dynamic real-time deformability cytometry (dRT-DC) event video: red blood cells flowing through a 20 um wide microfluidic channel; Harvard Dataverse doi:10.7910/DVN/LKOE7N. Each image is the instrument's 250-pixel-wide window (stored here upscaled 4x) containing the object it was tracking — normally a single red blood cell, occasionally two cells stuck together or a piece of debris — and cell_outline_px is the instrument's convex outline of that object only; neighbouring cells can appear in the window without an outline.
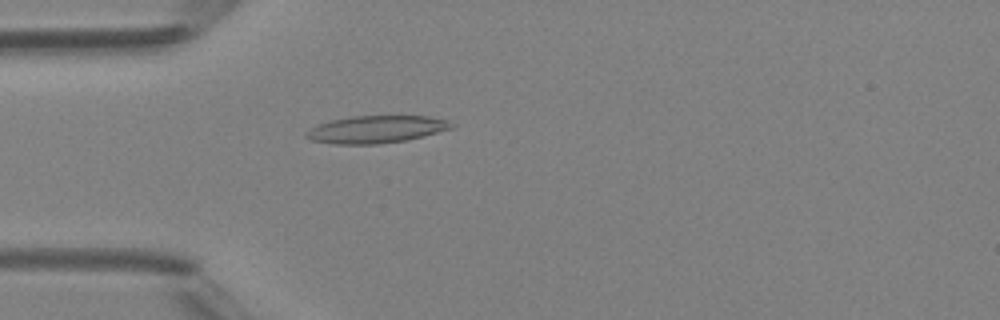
{"species": "Egyptian fruit bat (a non-hibernating species)", "species_latin": "Rousettus aegyptiacus", "temperature_condition": "room temperature", "stored_images_in_passage": 4, "camera_frame_rate_fps": 3000, "um_per_image_px": 0.085, "animal": {"sex": "female"}, "frame": {"image": 1, "passage_image": 4, "time_ms": 3.333, "image_size_px": [1000, 320], "cell_outline_px": [[452, 128], [424, 136], [408, 140], [376, 144], [336, 144], [312, 140], [304, 136], [304, 132], [320, 124], [332, 120], [352, 116], [428, 116], [448, 120], [452, 124]], "centroid_in_image_um": [31.98, 11.0], "position_along_channel_um": 53.0, "area_um2": 23.0}}